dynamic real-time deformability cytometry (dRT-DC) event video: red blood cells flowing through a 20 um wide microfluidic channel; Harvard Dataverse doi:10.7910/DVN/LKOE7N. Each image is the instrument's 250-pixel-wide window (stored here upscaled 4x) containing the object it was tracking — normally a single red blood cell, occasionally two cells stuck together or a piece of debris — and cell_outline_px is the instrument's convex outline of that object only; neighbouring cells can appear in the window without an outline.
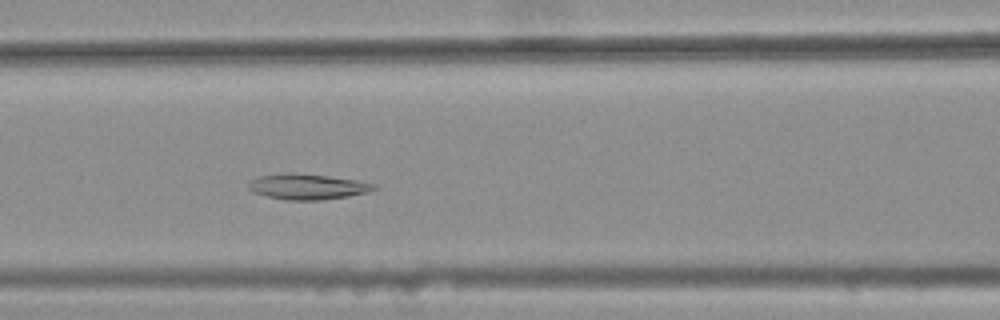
{"species": "common noctule bat (a hibernating species)", "species_latin": "Nyctalus noctula", "temperature_condition": "warm", "stored_images_in_passage": 44, "camera_frame_rate_fps": 3000, "um_per_image_px": 0.085, "animal": {"sex": "female", "body_mass_g": 25.1}, "frame": {"image": 1, "passage_image": 21, "time_ms": 6.667, "image_size_px": [1000, 320], "cell_outline_px": [[380, 188], [368, 192], [348, 196], [320, 200], [284, 200], [252, 192], [248, 188], [248, 184], [252, 180], [260, 176], [284, 172], [292, 172], [328, 176], [356, 180], [376, 184]], "centroid_in_image_um": [26.15, 15.86], "position_along_channel_um": 140.5, "area_um2": 18.79}}
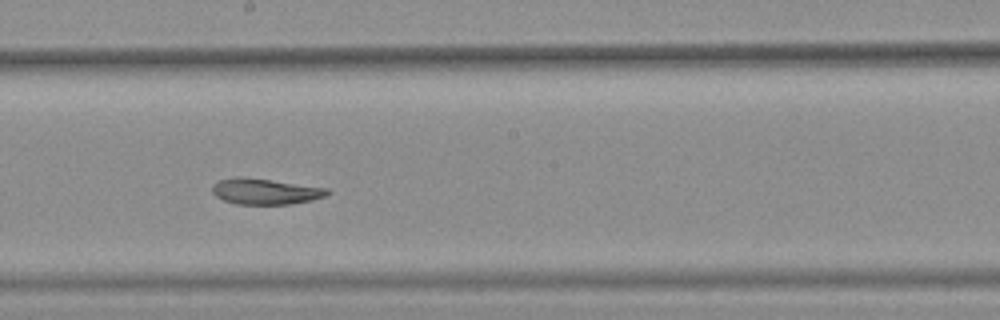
{"frame": {"image": 2, "passage_image": 28, "time_ms": 9.0, "image_size_px": [1000, 320], "cell_outline_px": [[332, 192], [324, 196], [312, 200], [292, 204], [236, 204], [224, 200], [216, 196], [212, 192], [212, 184], [220, 180], [240, 176], [244, 176], [328, 188]], "centroid_in_image_um": [22.55, 16.27], "position_along_channel_um": 225.6, "area_um2": 17.4}}
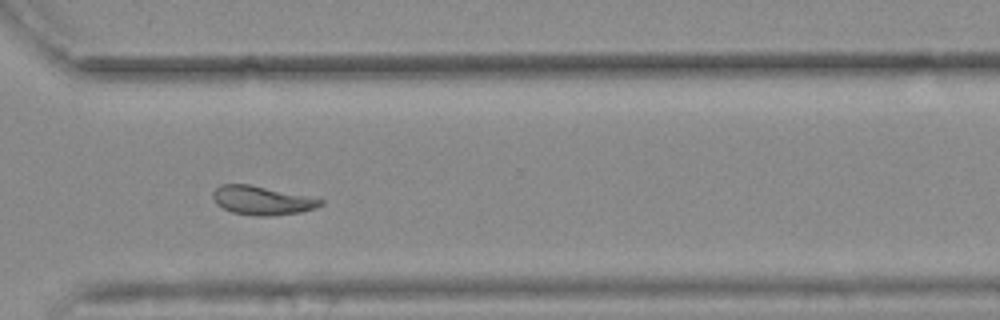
{"frame": {"image": 3, "passage_image": 38, "time_ms": 12.333, "image_size_px": [1000, 320], "cell_outline_px": [[324, 204], [316, 208], [300, 212], [272, 216], [256, 216], [232, 212], [216, 204], [212, 196], [212, 192], [220, 184], [248, 184], [324, 200]], "centroid_in_image_um": [22.24, 17.04], "position_along_channel_um": 348.4, "area_um2": 17.86}, "authors_computed_cell_mechanics": {"area_um2": 18.8139, "velocity_mm_per_s": 3.6696, "shape_relaxation_time_tau1_ms": null, "shape_relaxation_time_tau2_ms": 6.9844, "deformation_change_tau1": null, "deformation_change_tau2": 0.1116}}